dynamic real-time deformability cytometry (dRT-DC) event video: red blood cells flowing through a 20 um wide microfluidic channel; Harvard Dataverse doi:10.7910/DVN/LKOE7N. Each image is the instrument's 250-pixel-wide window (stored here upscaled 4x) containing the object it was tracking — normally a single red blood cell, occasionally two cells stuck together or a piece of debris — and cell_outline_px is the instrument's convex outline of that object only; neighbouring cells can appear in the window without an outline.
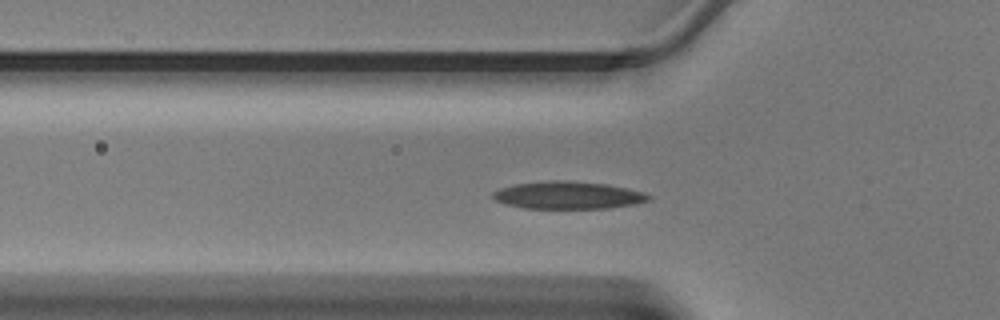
{"species": "Egyptian fruit bat (a non-hibernating species)", "species_latin": "Rousettus aegyptiacus", "temperature_condition": "warm", "stored_images_in_passage": 43, "camera_frame_rate_fps": 3000, "um_per_image_px": 0.085, "animal": {"sex": "male"}, "frame": {"image": 1, "passage_image": 12, "time_ms": 3.667, "image_size_px": [1000, 320], "cell_outline_px": [[652, 196], [648, 200], [636, 204], [608, 208], [524, 208], [504, 204], [496, 200], [492, 196], [492, 192], [500, 188], [512, 184], [548, 180], [568, 180], [604, 184], [644, 192]], "centroid_in_image_um": [48.24, 16.59], "position_along_channel_um": 77.6, "area_um2": 24.97}}
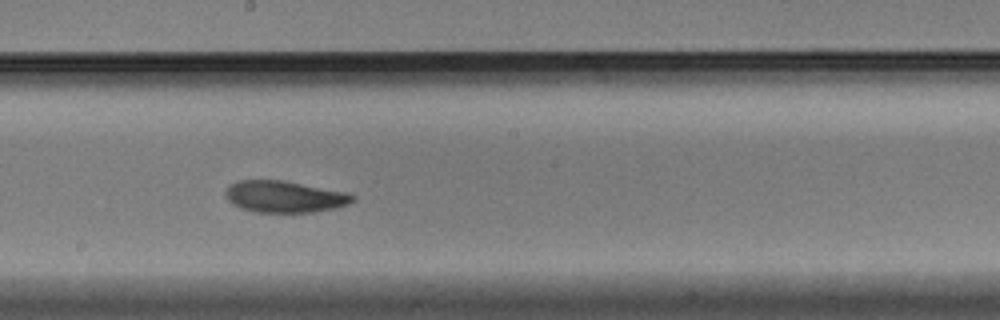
{"frame": {"image": 2, "passage_image": 22, "time_ms": 7.0, "image_size_px": [1000, 320], "cell_outline_px": [[356, 200], [348, 204], [336, 208], [312, 212], [256, 212], [240, 208], [232, 204], [228, 200], [224, 192], [228, 184], [236, 180], [280, 180], [348, 192], [356, 196]], "centroid_in_image_um": [24.17, 16.71], "position_along_channel_um": 224.0, "area_um2": 23.64}}
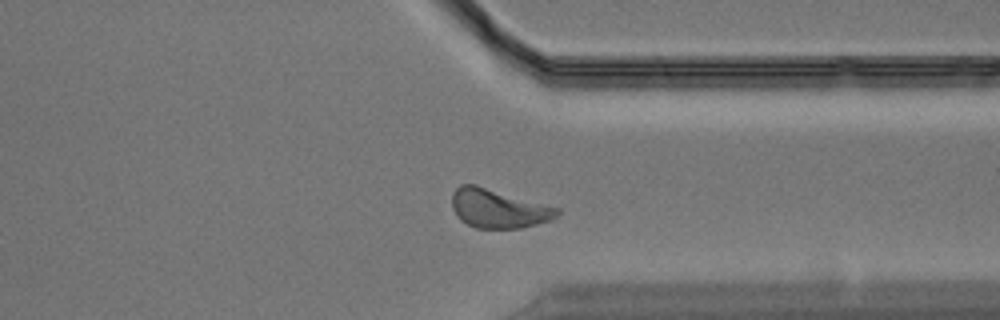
{"frame": {"image": 3, "passage_image": 32, "time_ms": 10.333, "image_size_px": [1000, 320], "cell_outline_px": [[560, 212], [552, 220], [520, 228], [476, 228], [460, 220], [456, 216], [452, 208], [452, 192], [460, 184], [476, 184], [560, 208]], "centroid_in_image_um": [42.34, 17.71], "position_along_channel_um": 369.1, "area_um2": 23.99}}